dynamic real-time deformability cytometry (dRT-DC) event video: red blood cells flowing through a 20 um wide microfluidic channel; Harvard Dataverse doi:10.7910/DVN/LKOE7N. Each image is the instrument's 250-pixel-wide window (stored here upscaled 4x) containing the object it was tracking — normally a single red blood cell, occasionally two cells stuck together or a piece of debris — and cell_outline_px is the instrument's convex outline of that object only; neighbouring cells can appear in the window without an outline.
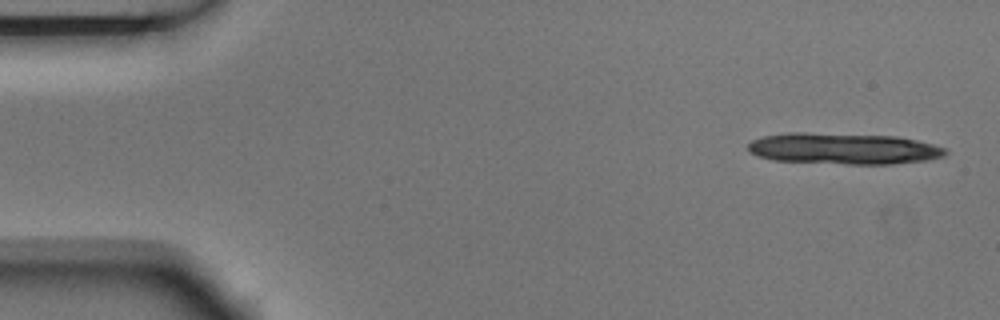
{"species": "Egyptian fruit bat (a non-hibernating species)", "species_latin": "Rousettus aegyptiacus", "temperature_condition": "room temperature", "stored_images_in_passage": 5, "camera_frame_rate_fps": 3000, "um_per_image_px": 0.085, "animal": {"sex": "male"}, "frame": {"image": 1, "passage_image": 1, "time_ms": 0.0, "image_size_px": [1000, 320], "cell_outline_px": [[948, 152], [944, 156], [928, 160], [892, 164], [848, 164], [776, 160], [756, 156], [748, 152], [748, 144], [752, 140], [764, 136], [788, 132], [804, 132], [896, 136], [916, 140], [948, 148]], "centroid_in_image_um": [71.71, 12.63], "position_along_channel_um": 13.3, "area_um2": 36.13}}
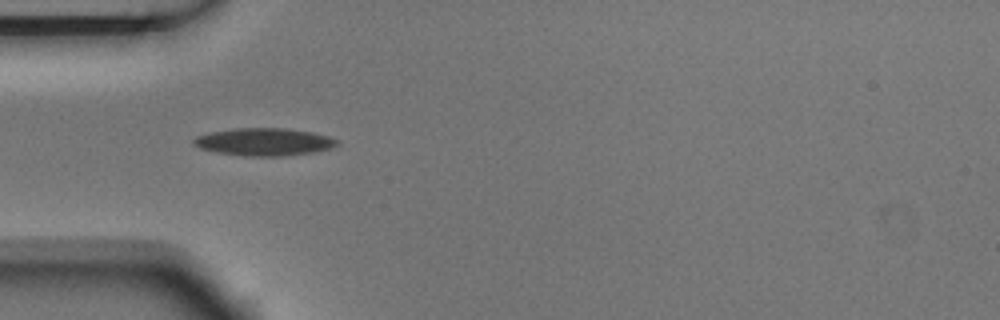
{"frame": {"image": 2, "passage_image": 5, "time_ms": 1.333, "image_size_px": [1000, 320], "cell_outline_px": [[340, 144], [332, 148], [316, 152], [280, 156], [244, 156], [216, 152], [200, 148], [192, 144], [192, 140], [196, 136], [208, 132], [236, 128], [288, 128], [312, 132], [328, 136], [340, 140]], "centroid_in_image_um": [22.47, 12.06], "position_along_channel_um": 62.5, "area_um2": 23.35}}